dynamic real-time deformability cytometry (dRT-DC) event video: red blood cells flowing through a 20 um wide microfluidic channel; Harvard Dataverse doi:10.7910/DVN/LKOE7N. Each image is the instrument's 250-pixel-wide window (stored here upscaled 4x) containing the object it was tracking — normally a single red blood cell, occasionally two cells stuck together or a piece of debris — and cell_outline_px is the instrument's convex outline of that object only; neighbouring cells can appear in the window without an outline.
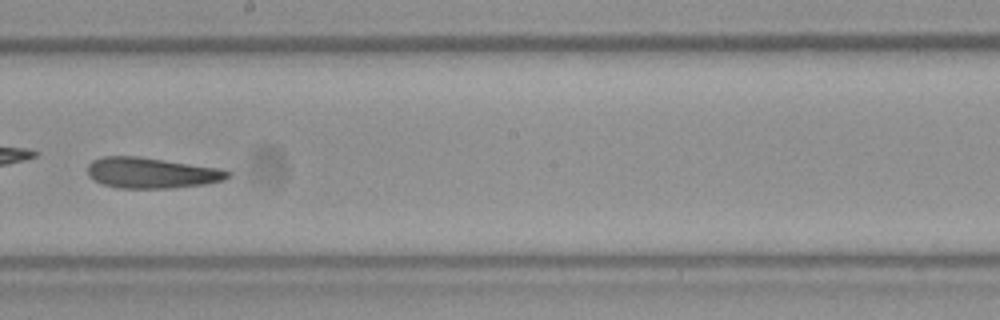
{"species": "Egyptian fruit bat (a non-hibernating species)", "species_latin": "Rousettus aegyptiacus", "temperature_condition": "room temperature", "stored_images_in_passage": 44, "camera_frame_rate_fps": 3000, "um_per_image_px": 0.085, "frame": {"image": 1, "passage_image": 26, "time_ms": 8.333, "image_size_px": [1000, 320], "cell_outline_px": [[232, 172], [224, 180], [204, 184], [172, 188], [116, 188], [100, 184], [88, 176], [88, 164], [92, 160], [104, 156], [140, 156], [220, 168]], "centroid_in_image_um": [12.85, 14.69], "position_along_channel_um": 235.4, "area_um2": 25.32}}